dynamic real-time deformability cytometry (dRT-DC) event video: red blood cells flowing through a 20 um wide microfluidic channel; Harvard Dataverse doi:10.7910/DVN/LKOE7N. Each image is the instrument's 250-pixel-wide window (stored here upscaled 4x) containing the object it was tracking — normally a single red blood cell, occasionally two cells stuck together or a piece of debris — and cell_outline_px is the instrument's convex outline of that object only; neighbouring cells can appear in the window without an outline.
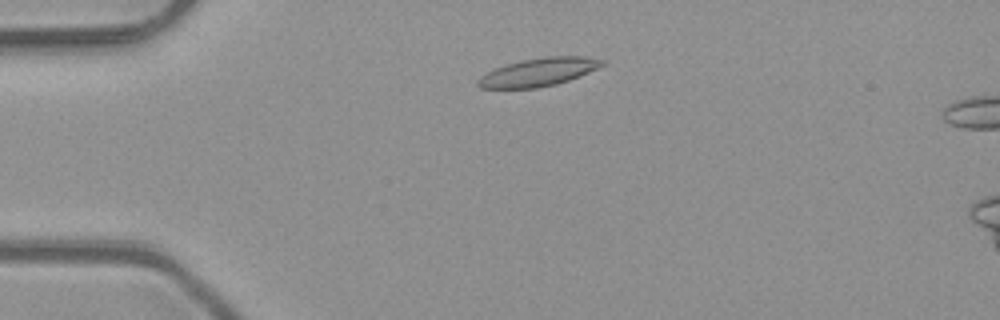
{"species": "common noctule bat (a hibernating species)", "species_latin": "Nyctalus noctula", "temperature_condition": "room temperature", "stored_images_in_passage": 11, "camera_frame_rate_fps": 3000, "um_per_image_px": 0.085, "animal": {"sex": "male", "body_mass_g": 23.1, "forearm_length_mm": 52.7}, "frame": {"image": 1, "passage_image": 7, "time_ms": 2.0, "image_size_px": [1000, 320], "cell_outline_px": [[608, 64], [568, 80], [556, 84], [536, 88], [480, 88], [476, 84], [476, 80], [480, 76], [496, 68], [508, 64], [524, 60], [544, 56], [584, 56], [608, 60]], "centroid_in_image_um": [45.83, 6.12], "position_along_channel_um": 39.2, "area_um2": 20.35}}